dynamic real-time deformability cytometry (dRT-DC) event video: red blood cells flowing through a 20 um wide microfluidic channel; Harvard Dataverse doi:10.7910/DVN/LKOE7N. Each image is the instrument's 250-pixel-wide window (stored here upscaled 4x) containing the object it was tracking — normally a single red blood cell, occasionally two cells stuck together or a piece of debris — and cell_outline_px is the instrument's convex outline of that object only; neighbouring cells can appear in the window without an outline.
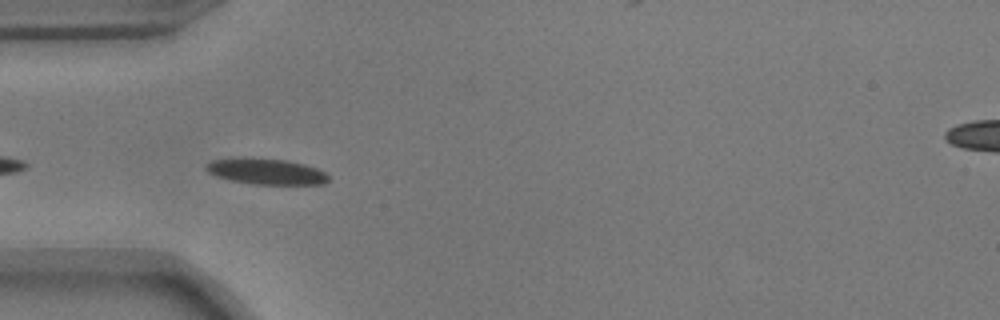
{"species": "common noctule bat (a hibernating species)", "species_latin": "Nyctalus noctula", "temperature_condition": "warm", "stored_images_in_passage": 19, "camera_frame_rate_fps": 3000, "um_per_image_px": 0.085, "animal": {"sex": "male", "body_mass_g": 17.9}, "frame": {"image": 1, "passage_image": 3, "time_ms": 0.667, "image_size_px": [1000, 320], "cell_outline_px": [[328, 180], [324, 184], [252, 184], [232, 180], [216, 176], [208, 172], [204, 168], [212, 160], [240, 156], [252, 156], [288, 160], [304, 164], [316, 168], [324, 172], [328, 176]], "centroid_in_image_um": [22.59, 14.54], "position_along_channel_um": 62.4, "area_um2": 18.79}}
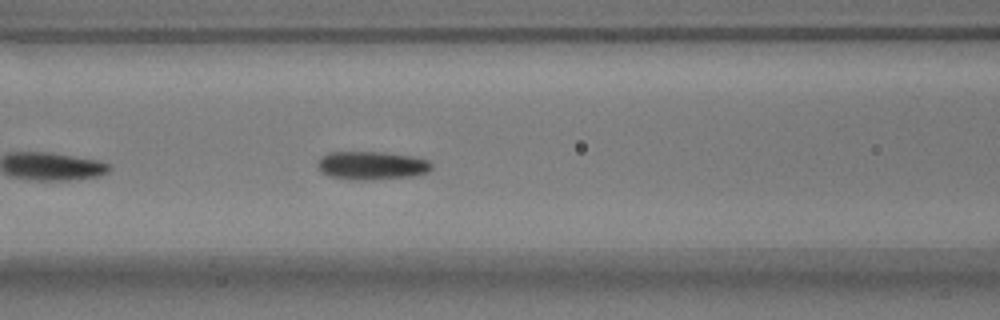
{"frame": {"image": 2, "passage_image": 9, "time_ms": 2.667, "image_size_px": [1000, 320], "cell_outline_px": [[432, 168], [428, 172], [416, 176], [364, 180], [356, 180], [328, 176], [320, 172], [316, 164], [324, 156], [332, 152], [384, 152], [412, 156], [428, 160], [432, 164]], "centroid_in_image_um": [31.62, 14.07], "position_along_channel_um": 135.0, "area_um2": 18.84}}
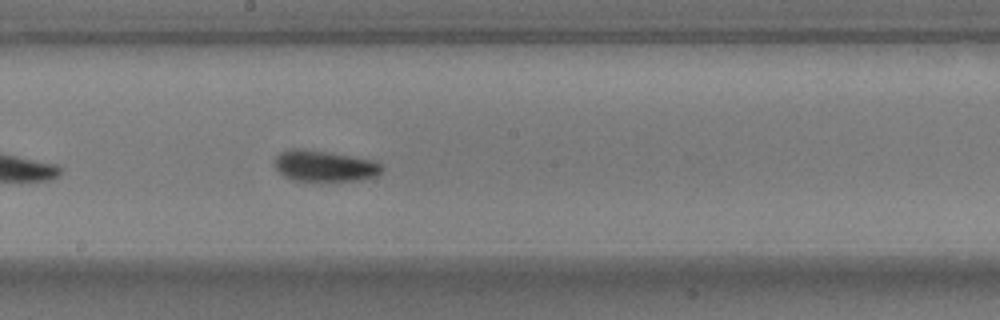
{"frame": {"image": 3, "passage_image": 16, "time_ms": 5.0, "image_size_px": [1000, 320], "cell_outline_px": [[384, 168], [376, 176], [360, 180], [292, 180], [284, 176], [272, 164], [276, 156], [280, 152], [288, 148], [300, 148], [332, 152], [376, 160]], "centroid_in_image_um": [27.56, 14.08], "position_along_channel_um": 220.6, "area_um2": 19.65}}